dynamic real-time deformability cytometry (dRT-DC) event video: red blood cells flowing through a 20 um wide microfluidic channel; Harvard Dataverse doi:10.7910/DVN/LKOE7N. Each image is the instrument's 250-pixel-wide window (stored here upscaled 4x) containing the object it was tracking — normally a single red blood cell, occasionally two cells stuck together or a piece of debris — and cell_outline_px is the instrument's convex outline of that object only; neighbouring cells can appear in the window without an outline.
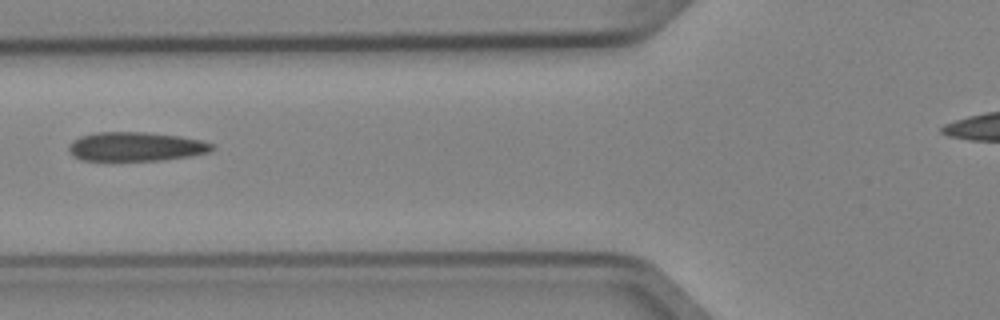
{"species": "Egyptian fruit bat (a non-hibernating species)", "species_latin": "Rousettus aegyptiacus", "temperature_condition": "cold", "stored_images_in_passage": 4, "camera_frame_rate_fps": 3000, "um_per_image_px": 0.085, "animal": {"sex": "female"}, "frame": {"image": 1, "passage_image": 3, "time_ms": 0.667, "image_size_px": [1000, 320], "cell_outline_px": [[216, 148], [212, 152], [192, 156], [164, 160], [80, 160], [72, 156], [68, 152], [68, 144], [72, 140], [80, 136], [96, 132], [148, 132], [180, 136], [200, 140], [216, 144]], "centroid_in_image_um": [11.57, 12.46], "position_along_channel_um": 114.2, "area_um2": 24.74}}
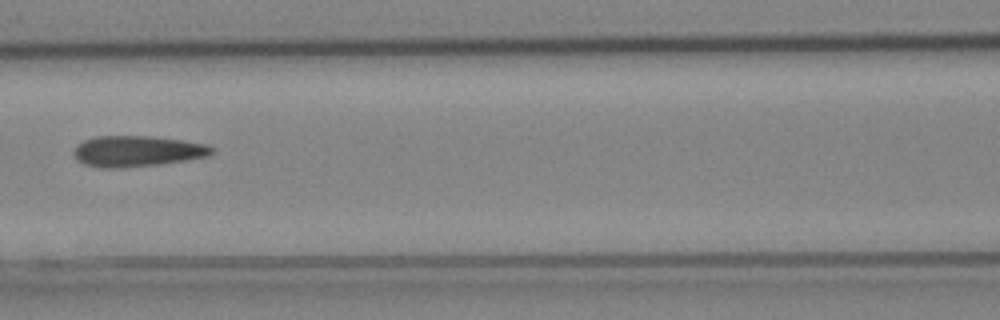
{"frame": {"image": 2, "passage_image": 4, "time_ms": 1.0, "image_size_px": [1000, 320], "cell_outline_px": [[212, 152], [208, 156], [184, 160], [156, 164], [112, 168], [104, 168], [84, 164], [76, 160], [76, 144], [84, 140], [96, 136], [152, 136], [184, 140], [208, 144], [212, 148]], "centroid_in_image_um": [11.66, 12.83], "position_along_channel_um": 154.9, "area_um2": 24.51}}